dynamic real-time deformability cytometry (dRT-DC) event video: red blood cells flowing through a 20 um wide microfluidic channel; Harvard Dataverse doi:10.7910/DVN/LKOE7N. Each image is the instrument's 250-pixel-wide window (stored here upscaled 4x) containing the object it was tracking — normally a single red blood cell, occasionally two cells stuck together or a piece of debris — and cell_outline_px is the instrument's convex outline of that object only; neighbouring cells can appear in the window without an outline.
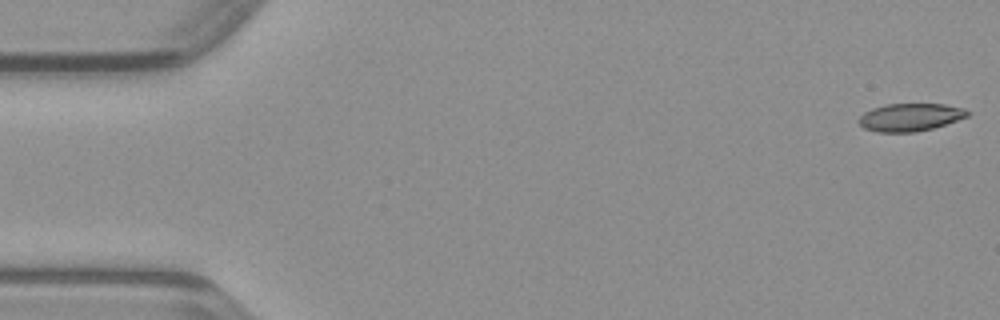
{"species": "common noctule bat (a hibernating species)", "species_latin": "Nyctalus noctula", "temperature_condition": "warm", "stored_images_in_passage": 47, "camera_frame_rate_fps": 3000, "um_per_image_px": 0.085, "animal": {"sex": "male", "body_mass_g": 23.1, "forearm_length_mm": 52.7}, "frame": {"image": 1, "passage_image": 1, "time_ms": 0.0, "image_size_px": [1000, 320], "cell_outline_px": [[968, 116], [932, 128], [916, 132], [876, 132], [864, 128], [856, 120], [864, 112], [872, 108], [888, 104], [944, 104], [964, 108], [968, 112]], "centroid_in_image_um": [77.31, 9.96], "position_along_channel_um": 7.7, "area_um2": 17.46}}
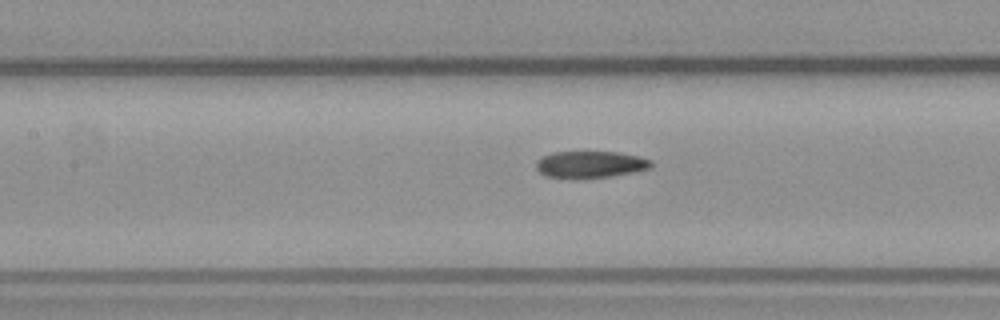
{"frame": {"image": 2, "passage_image": 21, "time_ms": 6.667, "image_size_px": [1000, 320], "cell_outline_px": [[652, 164], [648, 168], [632, 172], [612, 176], [544, 176], [536, 168], [536, 160], [552, 152], [616, 152], [640, 156], [652, 160]], "centroid_in_image_um": [50.19, 13.94], "position_along_channel_um": 157.2, "area_um2": 17.28}}
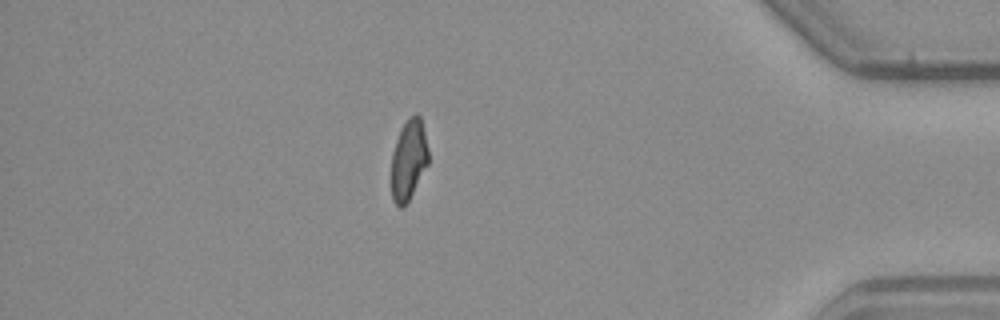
{"frame": {"image": 3, "passage_image": 41, "time_ms": 13.333, "image_size_px": [1000, 320], "cell_outline_px": [[428, 164], [408, 200], [400, 208], [392, 200], [392, 152], [400, 128], [408, 116], [416, 112], [420, 116], [428, 148]], "centroid_in_image_um": [34.73, 13.52], "position_along_channel_um": 400.5, "area_um2": 17.22}}